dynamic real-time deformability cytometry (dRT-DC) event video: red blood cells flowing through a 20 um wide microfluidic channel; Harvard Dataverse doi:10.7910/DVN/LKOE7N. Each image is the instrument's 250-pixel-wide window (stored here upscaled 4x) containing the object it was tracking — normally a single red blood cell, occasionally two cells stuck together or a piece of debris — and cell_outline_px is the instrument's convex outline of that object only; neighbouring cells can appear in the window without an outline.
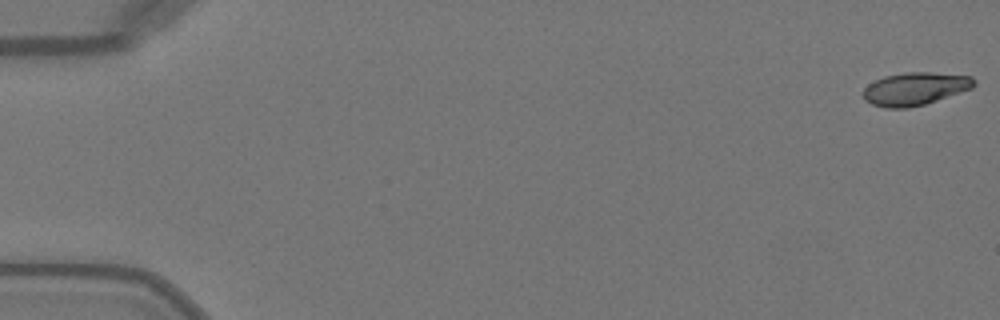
{"species": "Egyptian fruit bat (a non-hibernating species)", "species_latin": "Rousettus aegyptiacus", "temperature_condition": "warm", "stored_images_in_passage": 51, "camera_frame_rate_fps": 3000, "um_per_image_px": 0.085, "animal": {"sex": "female"}, "frame": {"image": 1, "passage_image": 1, "time_ms": 0.0, "image_size_px": [1000, 320], "cell_outline_px": [[976, 84], [972, 88], [924, 104], [908, 108], [884, 108], [872, 104], [864, 100], [864, 88], [868, 84], [884, 76], [904, 72], [932, 72], [972, 76], [976, 80]], "centroid_in_image_um": [77.77, 7.54], "position_along_channel_um": 7.2, "area_um2": 21.21}}
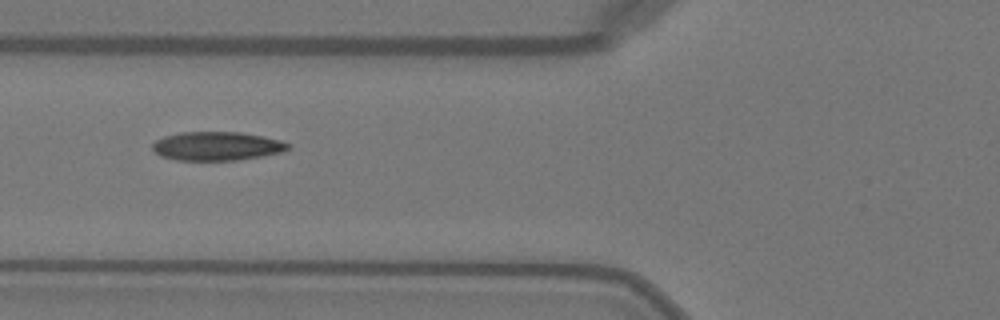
{"frame": {"image": 2, "passage_image": 20, "time_ms": 6.333, "image_size_px": [1000, 320], "cell_outline_px": [[292, 144], [284, 152], [264, 156], [236, 160], [176, 160], [160, 156], [152, 148], [152, 144], [156, 140], [164, 136], [180, 132], [240, 132], [264, 136], [280, 140]], "centroid_in_image_um": [18.46, 12.42], "position_along_channel_um": 107.3, "area_um2": 22.89}}
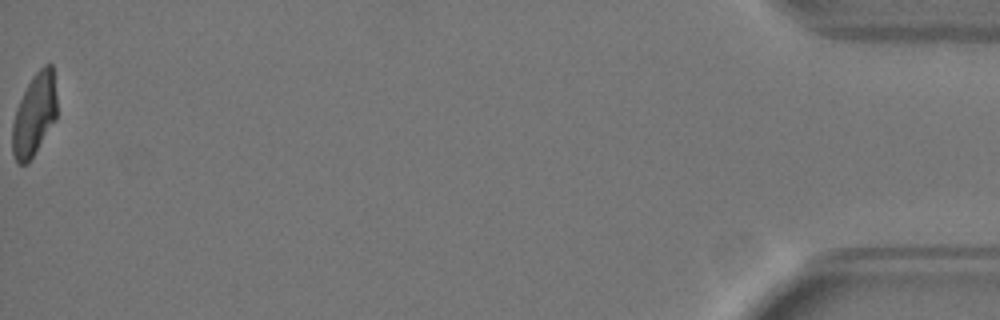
{"frame": {"image": 3, "passage_image": 51, "time_ms": 16.667, "image_size_px": [1000, 320], "cell_outline_px": [[56, 120], [28, 164], [20, 164], [16, 160], [12, 152], [12, 124], [16, 108], [28, 84], [36, 72], [44, 64], [52, 64], [56, 96]], "centroid_in_image_um": [2.92, 9.77], "position_along_channel_um": 432.3, "area_um2": 21.27}, "authors_computed_cell_mechanics": {"area_um2": 22.4842, "velocity_mm_per_s": 4.0821, "shape_relaxation_time_tau1_ms": 3.6641, "shape_relaxation_time_tau2_ms": 1.2771, "deformation_change_tau1": 0.1836, "deformation_change_tau2": 0.062}}